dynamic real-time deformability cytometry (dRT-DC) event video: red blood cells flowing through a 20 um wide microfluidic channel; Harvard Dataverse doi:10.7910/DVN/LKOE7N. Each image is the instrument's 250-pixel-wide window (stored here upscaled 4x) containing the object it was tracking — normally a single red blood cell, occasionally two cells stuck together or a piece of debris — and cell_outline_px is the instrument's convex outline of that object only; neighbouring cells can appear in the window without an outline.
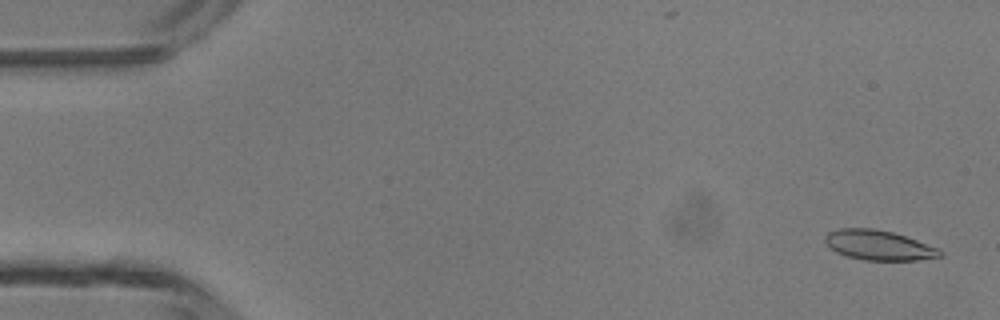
{"species": "common noctule bat (a hibernating species)", "species_latin": "Nyctalus noctula", "temperature_condition": "room temperature", "stored_images_in_passage": 47, "camera_frame_rate_fps": 3000, "um_per_image_px": 0.085, "animal": {"sex": "male", "body_mass_g": 13.3}, "frame": {"image": 1, "passage_image": 2, "time_ms": 0.333, "image_size_px": [1000, 320], "cell_outline_px": [[944, 256], [916, 260], [864, 260], [848, 256], [836, 252], [824, 240], [824, 236], [828, 232], [840, 228], [872, 228], [892, 232], [916, 240], [936, 248], [944, 252]], "centroid_in_image_um": [74.68, 20.84], "position_along_channel_um": 10.3, "area_um2": 19.77}}
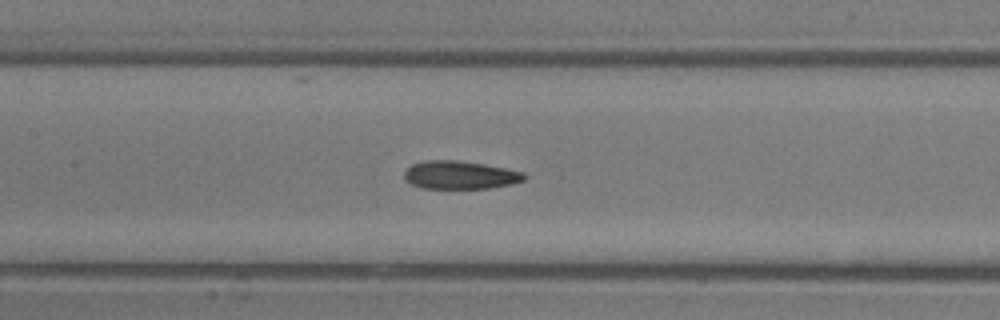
{"frame": {"image": 2, "passage_image": 22, "time_ms": 7.0, "image_size_px": [1000, 320], "cell_outline_px": [[528, 176], [524, 180], [512, 184], [492, 188], [420, 188], [404, 180], [404, 172], [412, 164], [424, 160], [456, 160], [484, 164], [524, 172]], "centroid_in_image_um": [39.1, 14.88], "position_along_channel_um": 168.3, "area_um2": 19.77}}
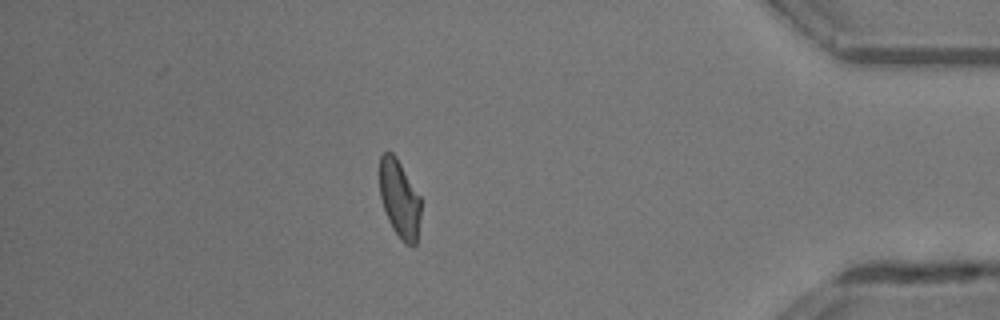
{"frame": {"image": 3, "passage_image": 41, "time_ms": 13.333, "image_size_px": [1000, 320], "cell_outline_px": [[420, 216], [416, 244], [412, 248], [404, 244], [392, 228], [388, 220], [380, 196], [380, 156], [384, 152], [392, 152], [396, 156], [420, 196]], "centroid_in_image_um": [33.96, 16.93], "position_along_channel_um": 401.2, "area_um2": 18.73}}